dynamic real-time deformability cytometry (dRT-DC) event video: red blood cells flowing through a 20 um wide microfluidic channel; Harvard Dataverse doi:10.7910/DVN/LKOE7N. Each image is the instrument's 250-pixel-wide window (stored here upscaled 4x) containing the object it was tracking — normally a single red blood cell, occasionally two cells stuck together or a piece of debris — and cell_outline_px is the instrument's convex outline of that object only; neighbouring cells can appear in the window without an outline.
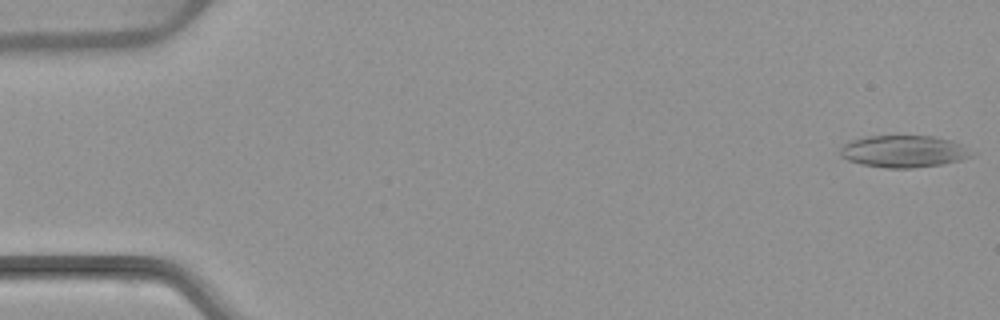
{"species": "common noctule bat (a hibernating species)", "species_latin": "Nyctalus noctula", "temperature_condition": "warm", "stored_images_in_passage": 5, "camera_frame_rate_fps": 3000, "um_per_image_px": 0.085, "animal": {"sex": "female", "body_mass_g": 22.7, "forearm_length_mm": 54.2}, "frame": {"image": 1, "passage_image": 1, "time_ms": 0.0, "image_size_px": [1000, 320], "cell_outline_px": [[976, 156], [960, 160], [940, 164], [912, 168], [884, 168], [860, 164], [848, 160], [840, 156], [840, 148], [848, 140], [864, 136], [932, 136], [952, 140], [976, 152]], "centroid_in_image_um": [76.82, 12.86], "position_along_channel_um": 8.2, "area_um2": 24.85}}
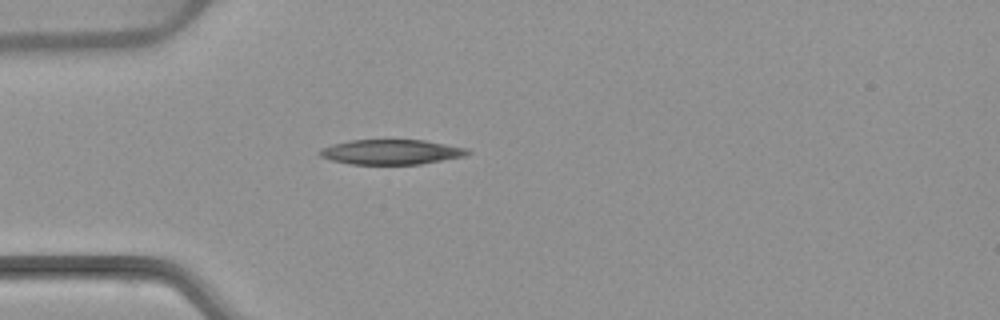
{"frame": {"image": 2, "passage_image": 5, "time_ms": 4.667, "image_size_px": [1000, 320], "cell_outline_px": [[472, 152], [464, 156], [420, 164], [352, 164], [332, 160], [320, 156], [316, 152], [320, 148], [332, 144], [348, 140], [424, 140], [468, 148]], "centroid_in_image_um": [33.23, 12.91], "position_along_channel_um": 51.8, "area_um2": 21.5}}